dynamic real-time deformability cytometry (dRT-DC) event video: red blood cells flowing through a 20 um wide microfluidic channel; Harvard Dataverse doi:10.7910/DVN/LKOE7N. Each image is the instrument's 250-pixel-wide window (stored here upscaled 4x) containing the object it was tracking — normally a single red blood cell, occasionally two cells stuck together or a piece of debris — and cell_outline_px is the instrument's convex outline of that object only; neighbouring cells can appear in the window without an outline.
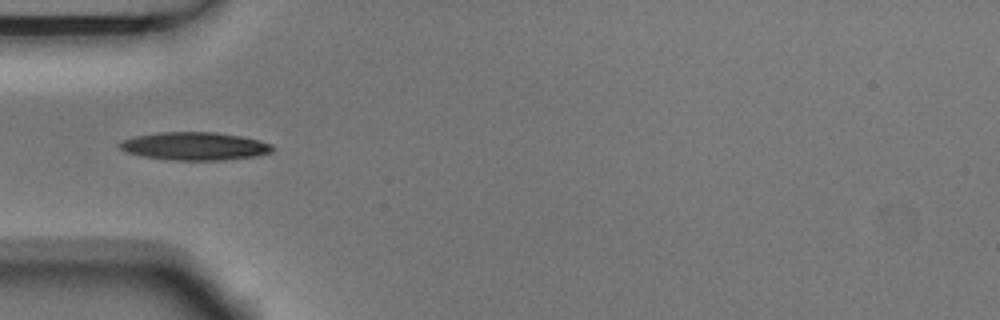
{"species": "Egyptian fruit bat (a non-hibernating species)", "species_latin": "Rousettus aegyptiacus", "temperature_condition": "room temperature", "stored_images_in_passage": 5, "camera_frame_rate_fps": 3000, "um_per_image_px": 0.085, "animal": {"sex": "male"}, "frame": {"image": 1, "passage_image": 5, "time_ms": 1.333, "image_size_px": [1000, 320], "cell_outline_px": [[276, 148], [272, 152], [256, 156], [224, 160], [176, 160], [144, 156], [124, 152], [116, 144], [124, 140], [136, 136], [156, 132], [216, 132], [240, 136], [260, 140], [272, 144]], "centroid_in_image_um": [16.57, 12.42], "position_along_channel_um": 68.4, "area_um2": 25.03}}